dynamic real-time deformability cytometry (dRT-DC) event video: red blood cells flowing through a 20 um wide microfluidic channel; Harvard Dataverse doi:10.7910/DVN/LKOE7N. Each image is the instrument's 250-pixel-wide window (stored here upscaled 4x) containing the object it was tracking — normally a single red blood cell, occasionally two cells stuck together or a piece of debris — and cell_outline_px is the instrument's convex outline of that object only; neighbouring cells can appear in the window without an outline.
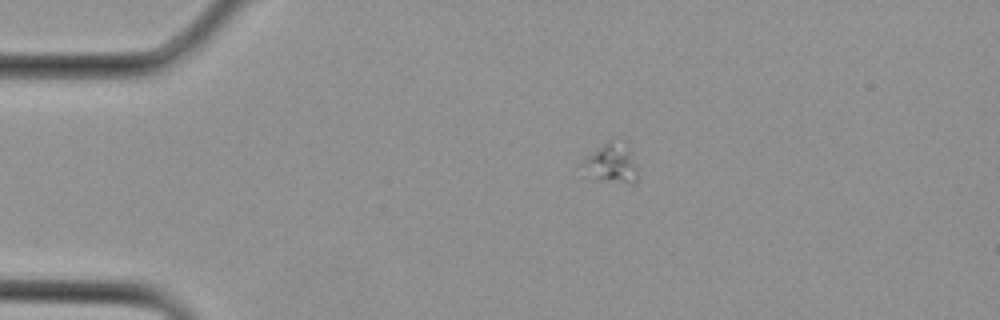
{"species": "Egyptian fruit bat (a non-hibernating species)", "species_latin": "Rousettus aegyptiacus", "temperature_condition": "cold", "stored_images_in_passage": 2, "camera_frame_rate_fps": 3000, "um_per_image_px": 0.085, "animal": {"sex": "female"}, "frame": {"image": 1, "passage_image": 1, "time_ms": 0.0, "image_size_px": [1000, 320], "cell_outline_px": [[636, 184], [596, 180], [580, 164], [584, 156], [612, 136], [620, 136], [636, 168]], "centroid_in_image_um": [51.91, 13.81], "position_along_channel_um": 33.1, "area_um2": 12.89}}